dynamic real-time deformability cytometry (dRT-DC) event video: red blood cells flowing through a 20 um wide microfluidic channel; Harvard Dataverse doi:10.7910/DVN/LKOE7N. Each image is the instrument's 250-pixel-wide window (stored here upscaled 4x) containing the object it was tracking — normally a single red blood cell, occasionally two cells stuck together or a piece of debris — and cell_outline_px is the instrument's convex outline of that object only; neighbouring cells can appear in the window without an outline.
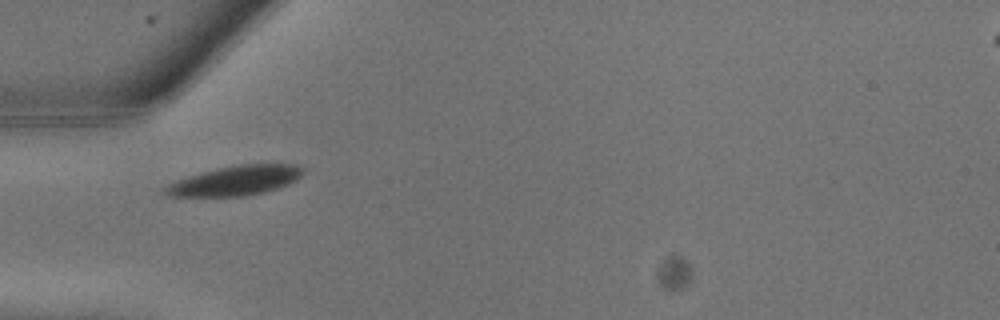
{"species": "common noctule bat (a hibernating species)", "species_latin": "Nyctalus noctula", "temperature_condition": "warm", "stored_images_in_passage": 10, "camera_frame_rate_fps": 3000, "um_per_image_px": 0.085, "animal": {"sex": "male", "body_mass_g": 13.3}, "frame": {"image": 1, "passage_image": 1, "time_ms": 0.0, "image_size_px": [1000, 320], "cell_outline_px": [[304, 172], [296, 180], [288, 184], [276, 188], [244, 196], [168, 196], [160, 192], [160, 188], [176, 180], [188, 176], [220, 168], [240, 164], [296, 164], [304, 168]], "centroid_in_image_um": [19.96, 15.35], "position_along_channel_um": 65.0, "area_um2": 23.64}}
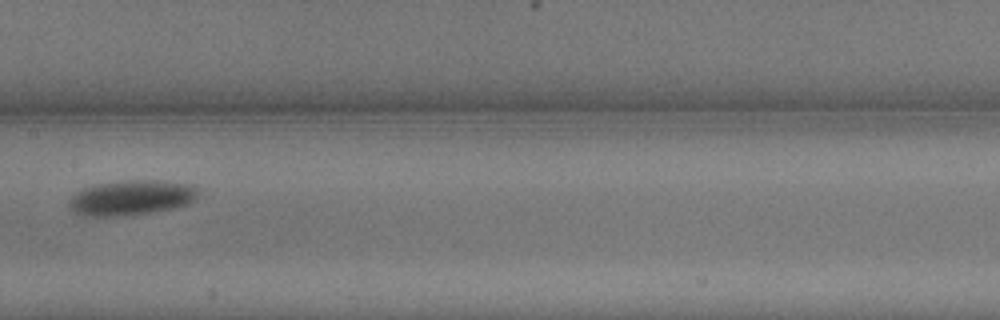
{"frame": {"image": 2, "passage_image": 6, "time_ms": 1.667, "image_size_px": [1000, 320], "cell_outline_px": [[200, 192], [196, 200], [188, 204], [176, 208], [152, 212], [124, 216], [84, 216], [72, 212], [68, 208], [68, 200], [76, 192], [84, 188], [96, 184], [124, 180], [164, 180], [192, 184], [200, 188]], "centroid_in_image_um": [11.21, 16.8], "position_along_channel_um": 196.2, "area_um2": 27.11}}
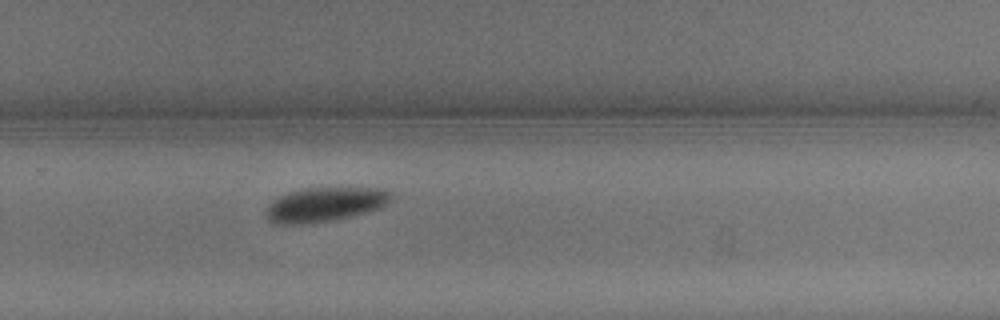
{"frame": {"image": 3, "passage_image": 10, "time_ms": 3.0, "image_size_px": [1000, 320], "cell_outline_px": [[392, 200], [384, 208], [336, 220], [308, 224], [276, 224], [268, 220], [264, 216], [268, 204], [272, 200], [288, 192], [300, 188], [384, 188], [392, 192]], "centroid_in_image_um": [27.64, 17.39], "position_along_channel_um": 302.2, "area_um2": 25.72}}